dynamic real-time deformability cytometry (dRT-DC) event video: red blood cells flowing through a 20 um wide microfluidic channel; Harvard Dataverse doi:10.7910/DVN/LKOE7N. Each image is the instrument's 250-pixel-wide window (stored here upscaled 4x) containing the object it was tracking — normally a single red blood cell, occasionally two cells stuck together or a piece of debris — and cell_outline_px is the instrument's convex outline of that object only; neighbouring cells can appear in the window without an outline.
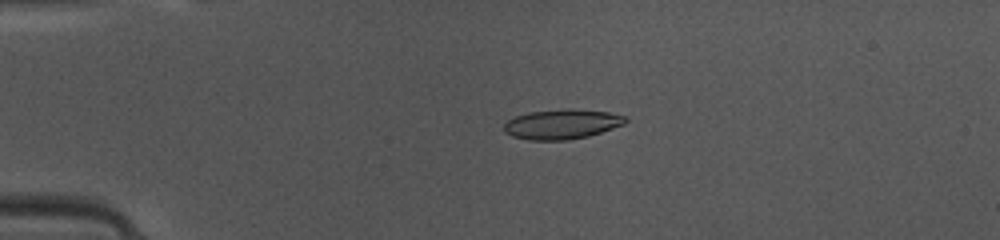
{"species": "common noctule bat (a hibernating species)", "species_latin": "Nyctalus noctula", "temperature_condition": "warm", "stored_images_in_passage": 39, "camera_frame_rate_fps": 3000, "um_per_image_px": 0.085, "animal": {"sex": "female", "body_mass_g": 10.0, "forearm_length_mm": 53.1}, "frame": {"image": 1, "passage_image": 2, "time_ms": 0.333, "image_size_px": [1000, 240], "cell_outline_px": [[628, 120], [624, 124], [588, 136], [568, 140], [528, 140], [512, 136], [504, 132], [504, 124], [508, 120], [516, 116], [528, 112], [568, 108], [608, 112], [628, 116]], "centroid_in_image_um": [47.76, 10.55], "position_along_channel_um": 37.2, "area_um2": 21.15}}
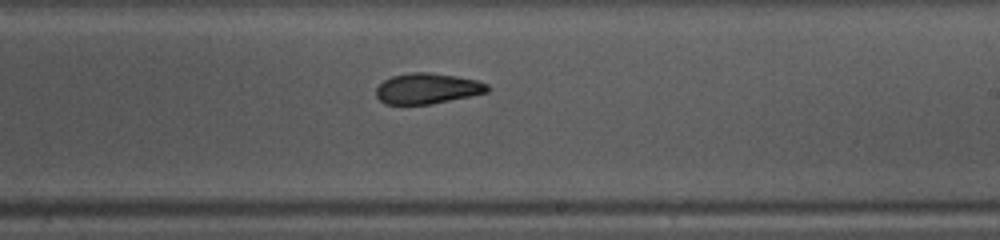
{"frame": {"image": 2, "passage_image": 20, "time_ms": 6.333, "image_size_px": [1000, 240], "cell_outline_px": [[492, 88], [488, 92], [432, 104], [384, 104], [376, 96], [376, 88], [384, 80], [392, 76], [412, 72], [428, 72], [456, 76], [476, 80], [488, 84]], "centroid_in_image_um": [36.33, 7.52], "position_along_channel_um": 252.7, "area_um2": 19.88}}
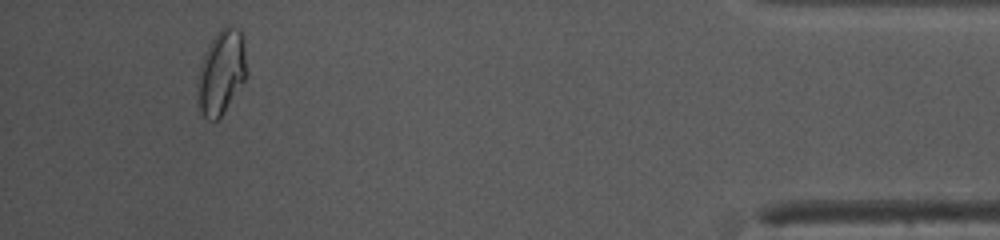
{"frame": {"image": 3, "passage_image": 36, "time_ms": 11.667, "image_size_px": [1000, 240], "cell_outline_px": [[244, 80], [220, 120], [208, 120], [204, 116], [200, 108], [196, 84], [196, 80], [204, 52], [208, 44], [216, 32], [220, 28], [228, 24], [240, 28], [244, 40]], "centroid_in_image_um": [18.78, 6.11], "position_along_channel_um": 416.4, "area_um2": 24.16}, "authors_computed_cell_mechanics": {"area_um2": 20.808, "velocity_mm_per_s": 4.1477, "shape_relaxation_time_tau1_ms": 3.3269, "shape_relaxation_time_tau2_ms": 2.7115, "deformation_change_tau1": 0.1446, "deformation_change_tau2": 0.0932}}